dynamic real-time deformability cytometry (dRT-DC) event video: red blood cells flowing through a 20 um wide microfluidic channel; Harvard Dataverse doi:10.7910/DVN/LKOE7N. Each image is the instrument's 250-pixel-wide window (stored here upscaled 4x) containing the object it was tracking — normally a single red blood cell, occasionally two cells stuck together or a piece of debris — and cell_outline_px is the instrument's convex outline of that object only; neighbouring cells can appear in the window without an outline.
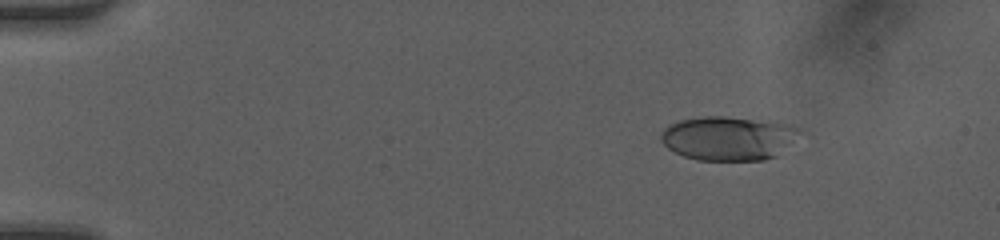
{"species": "human", "species_latin": "Homo sapiens", "temperature_condition": "room temperature", "stored_images_in_passage": 49, "camera_frame_rate_fps": 3000, "um_per_image_px": 0.085, "donor": {"sex": "female"}, "frame": {"image": 1, "passage_image": 7, "time_ms": 2.0, "image_size_px": [1000, 240], "cell_outline_px": [[800, 132], [776, 156], [764, 160], [696, 160], [684, 156], [668, 148], [664, 144], [660, 136], [664, 128], [668, 124], [680, 120], [704, 116], [724, 116], [784, 124], [796, 128]], "centroid_in_image_um": [61.81, 11.76], "position_along_channel_um": 23.2, "area_um2": 34.85}}
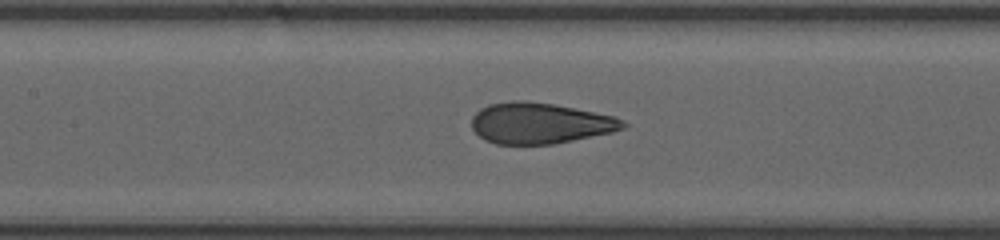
{"frame": {"image": 2, "passage_image": 24, "time_ms": 7.667, "image_size_px": [1000, 240], "cell_outline_px": [[628, 124], [624, 128], [612, 132], [552, 144], [496, 144], [484, 140], [472, 128], [472, 116], [480, 108], [488, 104], [512, 100], [524, 100], [556, 104], [616, 116], [624, 120]], "centroid_in_image_um": [45.9, 10.45], "position_along_channel_um": 161.5, "area_um2": 36.36}}
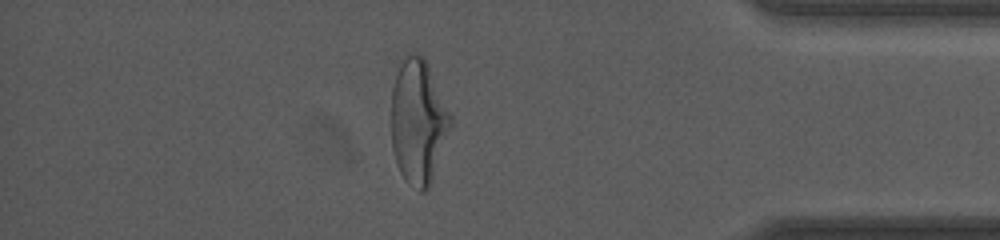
{"frame": {"image": 3, "passage_image": 43, "time_ms": 14.0, "image_size_px": [1000, 240], "cell_outline_px": [[452, 124], [432, 180], [428, 188], [424, 192], [420, 192], [408, 184], [404, 180], [400, 172], [392, 148], [392, 88], [400, 64], [408, 52], [416, 52], [424, 56], [428, 64], [452, 116]], "centroid_in_image_um": [35.56, 10.34], "position_along_channel_um": 399.6, "area_um2": 43.0}, "authors_computed_cell_mechanics": {"area_um2": 36.5874, "velocity_mm_per_s": 4.2099, "shape_relaxation_time_tau1_ms": 3.2902, "shape_relaxation_time_tau2_ms": null, "deformation_change_tau1": 0.159, "deformation_change_tau2": null}}